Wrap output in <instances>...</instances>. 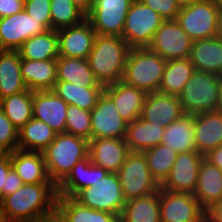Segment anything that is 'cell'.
I'll return each mask as SVG.
<instances>
[{
    "instance_id": "obj_40",
    "label": "cell",
    "mask_w": 222,
    "mask_h": 222,
    "mask_svg": "<svg viewBox=\"0 0 222 222\" xmlns=\"http://www.w3.org/2000/svg\"><path fill=\"white\" fill-rule=\"evenodd\" d=\"M19 129H17L10 119L0 108V146L10 153L18 149Z\"/></svg>"
},
{
    "instance_id": "obj_23",
    "label": "cell",
    "mask_w": 222,
    "mask_h": 222,
    "mask_svg": "<svg viewBox=\"0 0 222 222\" xmlns=\"http://www.w3.org/2000/svg\"><path fill=\"white\" fill-rule=\"evenodd\" d=\"M9 156L12 168L23 184L53 183L47 173L43 152L17 149Z\"/></svg>"
},
{
    "instance_id": "obj_3",
    "label": "cell",
    "mask_w": 222,
    "mask_h": 222,
    "mask_svg": "<svg viewBox=\"0 0 222 222\" xmlns=\"http://www.w3.org/2000/svg\"><path fill=\"white\" fill-rule=\"evenodd\" d=\"M130 49L122 37L96 35L87 60L99 84L107 86L122 80Z\"/></svg>"
},
{
    "instance_id": "obj_37",
    "label": "cell",
    "mask_w": 222,
    "mask_h": 222,
    "mask_svg": "<svg viewBox=\"0 0 222 222\" xmlns=\"http://www.w3.org/2000/svg\"><path fill=\"white\" fill-rule=\"evenodd\" d=\"M143 153L146 156L152 177L161 185L168 177L178 153L163 144L147 149Z\"/></svg>"
},
{
    "instance_id": "obj_14",
    "label": "cell",
    "mask_w": 222,
    "mask_h": 222,
    "mask_svg": "<svg viewBox=\"0 0 222 222\" xmlns=\"http://www.w3.org/2000/svg\"><path fill=\"white\" fill-rule=\"evenodd\" d=\"M127 124L117 112L112 99L103 91L97 100V104L91 110V139H124Z\"/></svg>"
},
{
    "instance_id": "obj_10",
    "label": "cell",
    "mask_w": 222,
    "mask_h": 222,
    "mask_svg": "<svg viewBox=\"0 0 222 222\" xmlns=\"http://www.w3.org/2000/svg\"><path fill=\"white\" fill-rule=\"evenodd\" d=\"M134 0H94L86 19L99 35L122 36L125 18Z\"/></svg>"
},
{
    "instance_id": "obj_43",
    "label": "cell",
    "mask_w": 222,
    "mask_h": 222,
    "mask_svg": "<svg viewBox=\"0 0 222 222\" xmlns=\"http://www.w3.org/2000/svg\"><path fill=\"white\" fill-rule=\"evenodd\" d=\"M24 9V0H0V18L14 15Z\"/></svg>"
},
{
    "instance_id": "obj_9",
    "label": "cell",
    "mask_w": 222,
    "mask_h": 222,
    "mask_svg": "<svg viewBox=\"0 0 222 222\" xmlns=\"http://www.w3.org/2000/svg\"><path fill=\"white\" fill-rule=\"evenodd\" d=\"M220 12L213 0H205L180 9L176 21L192 41L217 35Z\"/></svg>"
},
{
    "instance_id": "obj_22",
    "label": "cell",
    "mask_w": 222,
    "mask_h": 222,
    "mask_svg": "<svg viewBox=\"0 0 222 222\" xmlns=\"http://www.w3.org/2000/svg\"><path fill=\"white\" fill-rule=\"evenodd\" d=\"M196 151L205 156L222 145V110L194 115Z\"/></svg>"
},
{
    "instance_id": "obj_53",
    "label": "cell",
    "mask_w": 222,
    "mask_h": 222,
    "mask_svg": "<svg viewBox=\"0 0 222 222\" xmlns=\"http://www.w3.org/2000/svg\"><path fill=\"white\" fill-rule=\"evenodd\" d=\"M219 82H220V106L222 110V74L219 75Z\"/></svg>"
},
{
    "instance_id": "obj_11",
    "label": "cell",
    "mask_w": 222,
    "mask_h": 222,
    "mask_svg": "<svg viewBox=\"0 0 222 222\" xmlns=\"http://www.w3.org/2000/svg\"><path fill=\"white\" fill-rule=\"evenodd\" d=\"M161 222H205L206 211L191 193L159 188Z\"/></svg>"
},
{
    "instance_id": "obj_21",
    "label": "cell",
    "mask_w": 222,
    "mask_h": 222,
    "mask_svg": "<svg viewBox=\"0 0 222 222\" xmlns=\"http://www.w3.org/2000/svg\"><path fill=\"white\" fill-rule=\"evenodd\" d=\"M104 92L112 99L121 118L131 123L141 116L146 93L122 80L104 86Z\"/></svg>"
},
{
    "instance_id": "obj_5",
    "label": "cell",
    "mask_w": 222,
    "mask_h": 222,
    "mask_svg": "<svg viewBox=\"0 0 222 222\" xmlns=\"http://www.w3.org/2000/svg\"><path fill=\"white\" fill-rule=\"evenodd\" d=\"M167 61L147 47L131 48L122 81L146 94L158 92Z\"/></svg>"
},
{
    "instance_id": "obj_32",
    "label": "cell",
    "mask_w": 222,
    "mask_h": 222,
    "mask_svg": "<svg viewBox=\"0 0 222 222\" xmlns=\"http://www.w3.org/2000/svg\"><path fill=\"white\" fill-rule=\"evenodd\" d=\"M56 135L57 132L48 124L32 117L19 129L18 149L43 152Z\"/></svg>"
},
{
    "instance_id": "obj_24",
    "label": "cell",
    "mask_w": 222,
    "mask_h": 222,
    "mask_svg": "<svg viewBox=\"0 0 222 222\" xmlns=\"http://www.w3.org/2000/svg\"><path fill=\"white\" fill-rule=\"evenodd\" d=\"M193 195L205 211L222 200V170L205 158L200 164Z\"/></svg>"
},
{
    "instance_id": "obj_18",
    "label": "cell",
    "mask_w": 222,
    "mask_h": 222,
    "mask_svg": "<svg viewBox=\"0 0 222 222\" xmlns=\"http://www.w3.org/2000/svg\"><path fill=\"white\" fill-rule=\"evenodd\" d=\"M129 152L125 138H94L89 141L91 162L109 173L118 172Z\"/></svg>"
},
{
    "instance_id": "obj_49",
    "label": "cell",
    "mask_w": 222,
    "mask_h": 222,
    "mask_svg": "<svg viewBox=\"0 0 222 222\" xmlns=\"http://www.w3.org/2000/svg\"><path fill=\"white\" fill-rule=\"evenodd\" d=\"M178 5L180 6V8H184V7H188L191 6L195 3H200L203 2L205 0H176Z\"/></svg>"
},
{
    "instance_id": "obj_31",
    "label": "cell",
    "mask_w": 222,
    "mask_h": 222,
    "mask_svg": "<svg viewBox=\"0 0 222 222\" xmlns=\"http://www.w3.org/2000/svg\"><path fill=\"white\" fill-rule=\"evenodd\" d=\"M194 115L185 114L165 128L162 144L177 153L195 151Z\"/></svg>"
},
{
    "instance_id": "obj_19",
    "label": "cell",
    "mask_w": 222,
    "mask_h": 222,
    "mask_svg": "<svg viewBox=\"0 0 222 222\" xmlns=\"http://www.w3.org/2000/svg\"><path fill=\"white\" fill-rule=\"evenodd\" d=\"M185 115L178 96L154 92L146 94L141 118L167 127Z\"/></svg>"
},
{
    "instance_id": "obj_51",
    "label": "cell",
    "mask_w": 222,
    "mask_h": 222,
    "mask_svg": "<svg viewBox=\"0 0 222 222\" xmlns=\"http://www.w3.org/2000/svg\"><path fill=\"white\" fill-rule=\"evenodd\" d=\"M216 37L222 41V14H220V16H219V23H218Z\"/></svg>"
},
{
    "instance_id": "obj_30",
    "label": "cell",
    "mask_w": 222,
    "mask_h": 222,
    "mask_svg": "<svg viewBox=\"0 0 222 222\" xmlns=\"http://www.w3.org/2000/svg\"><path fill=\"white\" fill-rule=\"evenodd\" d=\"M116 222H161L159 190L153 194L126 201L121 216Z\"/></svg>"
},
{
    "instance_id": "obj_39",
    "label": "cell",
    "mask_w": 222,
    "mask_h": 222,
    "mask_svg": "<svg viewBox=\"0 0 222 222\" xmlns=\"http://www.w3.org/2000/svg\"><path fill=\"white\" fill-rule=\"evenodd\" d=\"M65 133L91 140V111L68 105Z\"/></svg>"
},
{
    "instance_id": "obj_41",
    "label": "cell",
    "mask_w": 222,
    "mask_h": 222,
    "mask_svg": "<svg viewBox=\"0 0 222 222\" xmlns=\"http://www.w3.org/2000/svg\"><path fill=\"white\" fill-rule=\"evenodd\" d=\"M50 4L51 0H24V10L51 30Z\"/></svg>"
},
{
    "instance_id": "obj_26",
    "label": "cell",
    "mask_w": 222,
    "mask_h": 222,
    "mask_svg": "<svg viewBox=\"0 0 222 222\" xmlns=\"http://www.w3.org/2000/svg\"><path fill=\"white\" fill-rule=\"evenodd\" d=\"M165 127L148 122L141 117L127 124L126 144L129 151L144 152L162 144Z\"/></svg>"
},
{
    "instance_id": "obj_6",
    "label": "cell",
    "mask_w": 222,
    "mask_h": 222,
    "mask_svg": "<svg viewBox=\"0 0 222 222\" xmlns=\"http://www.w3.org/2000/svg\"><path fill=\"white\" fill-rule=\"evenodd\" d=\"M178 97L185 114L221 110L219 75L194 70Z\"/></svg>"
},
{
    "instance_id": "obj_45",
    "label": "cell",
    "mask_w": 222,
    "mask_h": 222,
    "mask_svg": "<svg viewBox=\"0 0 222 222\" xmlns=\"http://www.w3.org/2000/svg\"><path fill=\"white\" fill-rule=\"evenodd\" d=\"M205 222H222V200L206 210Z\"/></svg>"
},
{
    "instance_id": "obj_47",
    "label": "cell",
    "mask_w": 222,
    "mask_h": 222,
    "mask_svg": "<svg viewBox=\"0 0 222 222\" xmlns=\"http://www.w3.org/2000/svg\"><path fill=\"white\" fill-rule=\"evenodd\" d=\"M205 159L222 170V145L206 154Z\"/></svg>"
},
{
    "instance_id": "obj_2",
    "label": "cell",
    "mask_w": 222,
    "mask_h": 222,
    "mask_svg": "<svg viewBox=\"0 0 222 222\" xmlns=\"http://www.w3.org/2000/svg\"><path fill=\"white\" fill-rule=\"evenodd\" d=\"M4 222H63L54 183L23 184L1 200Z\"/></svg>"
},
{
    "instance_id": "obj_4",
    "label": "cell",
    "mask_w": 222,
    "mask_h": 222,
    "mask_svg": "<svg viewBox=\"0 0 222 222\" xmlns=\"http://www.w3.org/2000/svg\"><path fill=\"white\" fill-rule=\"evenodd\" d=\"M89 141L68 134L57 133L55 139L43 151L49 179L58 186L72 168L88 156Z\"/></svg>"
},
{
    "instance_id": "obj_46",
    "label": "cell",
    "mask_w": 222,
    "mask_h": 222,
    "mask_svg": "<svg viewBox=\"0 0 222 222\" xmlns=\"http://www.w3.org/2000/svg\"><path fill=\"white\" fill-rule=\"evenodd\" d=\"M11 168L10 156L0 162V201L2 200V188H6V177Z\"/></svg>"
},
{
    "instance_id": "obj_28",
    "label": "cell",
    "mask_w": 222,
    "mask_h": 222,
    "mask_svg": "<svg viewBox=\"0 0 222 222\" xmlns=\"http://www.w3.org/2000/svg\"><path fill=\"white\" fill-rule=\"evenodd\" d=\"M20 68L18 51L0 50V99L28 90Z\"/></svg>"
},
{
    "instance_id": "obj_34",
    "label": "cell",
    "mask_w": 222,
    "mask_h": 222,
    "mask_svg": "<svg viewBox=\"0 0 222 222\" xmlns=\"http://www.w3.org/2000/svg\"><path fill=\"white\" fill-rule=\"evenodd\" d=\"M52 90L68 105L91 111L104 87H83L66 81H56Z\"/></svg>"
},
{
    "instance_id": "obj_29",
    "label": "cell",
    "mask_w": 222,
    "mask_h": 222,
    "mask_svg": "<svg viewBox=\"0 0 222 222\" xmlns=\"http://www.w3.org/2000/svg\"><path fill=\"white\" fill-rule=\"evenodd\" d=\"M57 81H66L83 87H104L95 79L89 62L84 58L59 56L57 59Z\"/></svg>"
},
{
    "instance_id": "obj_38",
    "label": "cell",
    "mask_w": 222,
    "mask_h": 222,
    "mask_svg": "<svg viewBox=\"0 0 222 222\" xmlns=\"http://www.w3.org/2000/svg\"><path fill=\"white\" fill-rule=\"evenodd\" d=\"M51 29L59 30L81 23L86 15L72 0H51Z\"/></svg>"
},
{
    "instance_id": "obj_42",
    "label": "cell",
    "mask_w": 222,
    "mask_h": 222,
    "mask_svg": "<svg viewBox=\"0 0 222 222\" xmlns=\"http://www.w3.org/2000/svg\"><path fill=\"white\" fill-rule=\"evenodd\" d=\"M152 10L160 14L164 20H175L180 12V6L176 0H139Z\"/></svg>"
},
{
    "instance_id": "obj_48",
    "label": "cell",
    "mask_w": 222,
    "mask_h": 222,
    "mask_svg": "<svg viewBox=\"0 0 222 222\" xmlns=\"http://www.w3.org/2000/svg\"><path fill=\"white\" fill-rule=\"evenodd\" d=\"M94 0H72L73 4L77 6L85 15L90 12Z\"/></svg>"
},
{
    "instance_id": "obj_33",
    "label": "cell",
    "mask_w": 222,
    "mask_h": 222,
    "mask_svg": "<svg viewBox=\"0 0 222 222\" xmlns=\"http://www.w3.org/2000/svg\"><path fill=\"white\" fill-rule=\"evenodd\" d=\"M21 59L29 60H57L59 44L57 30H47L26 40L17 50Z\"/></svg>"
},
{
    "instance_id": "obj_12",
    "label": "cell",
    "mask_w": 222,
    "mask_h": 222,
    "mask_svg": "<svg viewBox=\"0 0 222 222\" xmlns=\"http://www.w3.org/2000/svg\"><path fill=\"white\" fill-rule=\"evenodd\" d=\"M192 43L176 20H164L147 48L169 61L189 58Z\"/></svg>"
},
{
    "instance_id": "obj_52",
    "label": "cell",
    "mask_w": 222,
    "mask_h": 222,
    "mask_svg": "<svg viewBox=\"0 0 222 222\" xmlns=\"http://www.w3.org/2000/svg\"><path fill=\"white\" fill-rule=\"evenodd\" d=\"M216 8L222 14V0H213Z\"/></svg>"
},
{
    "instance_id": "obj_7",
    "label": "cell",
    "mask_w": 222,
    "mask_h": 222,
    "mask_svg": "<svg viewBox=\"0 0 222 222\" xmlns=\"http://www.w3.org/2000/svg\"><path fill=\"white\" fill-rule=\"evenodd\" d=\"M117 174L126 201L153 194L160 188L143 152L130 151Z\"/></svg>"
},
{
    "instance_id": "obj_13",
    "label": "cell",
    "mask_w": 222,
    "mask_h": 222,
    "mask_svg": "<svg viewBox=\"0 0 222 222\" xmlns=\"http://www.w3.org/2000/svg\"><path fill=\"white\" fill-rule=\"evenodd\" d=\"M48 29L24 9L14 15L0 18V50L17 51L29 38Z\"/></svg>"
},
{
    "instance_id": "obj_35",
    "label": "cell",
    "mask_w": 222,
    "mask_h": 222,
    "mask_svg": "<svg viewBox=\"0 0 222 222\" xmlns=\"http://www.w3.org/2000/svg\"><path fill=\"white\" fill-rule=\"evenodd\" d=\"M194 70L189 58L167 61L158 92L179 96Z\"/></svg>"
},
{
    "instance_id": "obj_17",
    "label": "cell",
    "mask_w": 222,
    "mask_h": 222,
    "mask_svg": "<svg viewBox=\"0 0 222 222\" xmlns=\"http://www.w3.org/2000/svg\"><path fill=\"white\" fill-rule=\"evenodd\" d=\"M59 56L87 59L92 51L96 31L85 18L81 23L57 30Z\"/></svg>"
},
{
    "instance_id": "obj_16",
    "label": "cell",
    "mask_w": 222,
    "mask_h": 222,
    "mask_svg": "<svg viewBox=\"0 0 222 222\" xmlns=\"http://www.w3.org/2000/svg\"><path fill=\"white\" fill-rule=\"evenodd\" d=\"M109 172L91 162L90 156L80 160L57 186V194L62 208L82 189L105 177Z\"/></svg>"
},
{
    "instance_id": "obj_20",
    "label": "cell",
    "mask_w": 222,
    "mask_h": 222,
    "mask_svg": "<svg viewBox=\"0 0 222 222\" xmlns=\"http://www.w3.org/2000/svg\"><path fill=\"white\" fill-rule=\"evenodd\" d=\"M67 108L68 104L53 90L33 92V117L57 133H65Z\"/></svg>"
},
{
    "instance_id": "obj_8",
    "label": "cell",
    "mask_w": 222,
    "mask_h": 222,
    "mask_svg": "<svg viewBox=\"0 0 222 222\" xmlns=\"http://www.w3.org/2000/svg\"><path fill=\"white\" fill-rule=\"evenodd\" d=\"M164 19L139 0H134L125 18L122 38L131 47H147Z\"/></svg>"
},
{
    "instance_id": "obj_27",
    "label": "cell",
    "mask_w": 222,
    "mask_h": 222,
    "mask_svg": "<svg viewBox=\"0 0 222 222\" xmlns=\"http://www.w3.org/2000/svg\"><path fill=\"white\" fill-rule=\"evenodd\" d=\"M195 70L222 74V41L217 38L194 41L189 56Z\"/></svg>"
},
{
    "instance_id": "obj_1",
    "label": "cell",
    "mask_w": 222,
    "mask_h": 222,
    "mask_svg": "<svg viewBox=\"0 0 222 222\" xmlns=\"http://www.w3.org/2000/svg\"><path fill=\"white\" fill-rule=\"evenodd\" d=\"M125 202L118 174L108 173L63 207V222H116Z\"/></svg>"
},
{
    "instance_id": "obj_54",
    "label": "cell",
    "mask_w": 222,
    "mask_h": 222,
    "mask_svg": "<svg viewBox=\"0 0 222 222\" xmlns=\"http://www.w3.org/2000/svg\"><path fill=\"white\" fill-rule=\"evenodd\" d=\"M0 222H4L3 217H2V213H1V201H0Z\"/></svg>"
},
{
    "instance_id": "obj_15",
    "label": "cell",
    "mask_w": 222,
    "mask_h": 222,
    "mask_svg": "<svg viewBox=\"0 0 222 222\" xmlns=\"http://www.w3.org/2000/svg\"><path fill=\"white\" fill-rule=\"evenodd\" d=\"M205 156L199 152L178 153L175 163L160 188L172 191L191 193L195 191L200 164Z\"/></svg>"
},
{
    "instance_id": "obj_50",
    "label": "cell",
    "mask_w": 222,
    "mask_h": 222,
    "mask_svg": "<svg viewBox=\"0 0 222 222\" xmlns=\"http://www.w3.org/2000/svg\"><path fill=\"white\" fill-rule=\"evenodd\" d=\"M10 155V152L4 147L0 146V162L6 160Z\"/></svg>"
},
{
    "instance_id": "obj_36",
    "label": "cell",
    "mask_w": 222,
    "mask_h": 222,
    "mask_svg": "<svg viewBox=\"0 0 222 222\" xmlns=\"http://www.w3.org/2000/svg\"><path fill=\"white\" fill-rule=\"evenodd\" d=\"M0 108L17 129L33 117V91L26 90L0 99Z\"/></svg>"
},
{
    "instance_id": "obj_25",
    "label": "cell",
    "mask_w": 222,
    "mask_h": 222,
    "mask_svg": "<svg viewBox=\"0 0 222 222\" xmlns=\"http://www.w3.org/2000/svg\"><path fill=\"white\" fill-rule=\"evenodd\" d=\"M21 74L31 91L52 90L57 81V60L21 59Z\"/></svg>"
},
{
    "instance_id": "obj_44",
    "label": "cell",
    "mask_w": 222,
    "mask_h": 222,
    "mask_svg": "<svg viewBox=\"0 0 222 222\" xmlns=\"http://www.w3.org/2000/svg\"><path fill=\"white\" fill-rule=\"evenodd\" d=\"M23 182L18 174L15 172L13 168H11L6 177V188H2V198L13 194L16 192L21 186Z\"/></svg>"
}]
</instances>
